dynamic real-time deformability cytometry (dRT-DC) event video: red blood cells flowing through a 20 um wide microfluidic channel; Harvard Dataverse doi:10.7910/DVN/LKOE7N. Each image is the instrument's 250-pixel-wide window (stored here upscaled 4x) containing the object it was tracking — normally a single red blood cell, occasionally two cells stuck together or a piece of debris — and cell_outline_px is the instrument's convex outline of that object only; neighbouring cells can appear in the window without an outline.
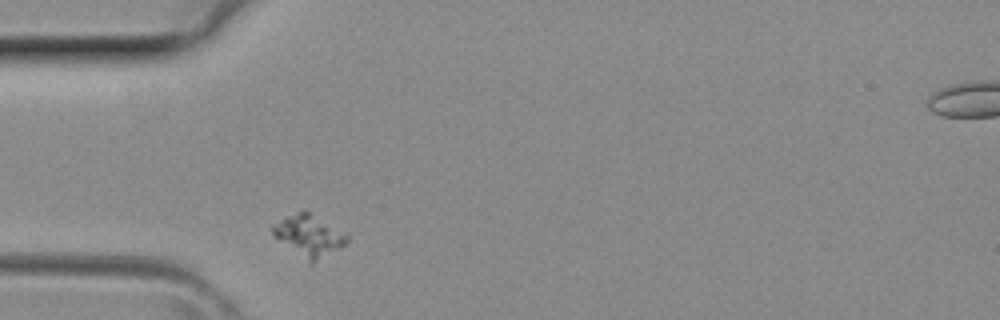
{"species": "common noctule bat (a hibernating species)", "species_latin": "Nyctalus noctula", "temperature_condition": "room temperature", "stored_images_in_passage": 32, "segment_of_instrument_passage": [1, 2], "camera_frame_rate_fps": 3000, "um_per_image_px": 0.085, "animal": {"sex": "female", "body_mass_g": 29.2, "forearm_length_mm": 56.3}, "frame": {"image": 1, "passage_image": 1, "time_ms": 0.0, "image_size_px": [1000, 320], "cell_outline_px": [[348, 240], [344, 244], [312, 264], [308, 264], [276, 236], [268, 228], [284, 216], [304, 208], [344, 232], [348, 236]], "centroid_in_image_um": [26.23, 19.99], "position_along_channel_um": 58.8, "area_um2": 17.92}}
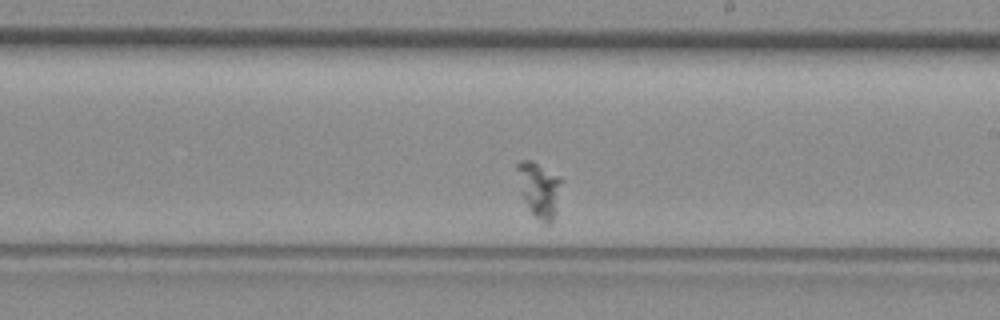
{"frame": {"image": 2, "passage_image": 13, "time_ms": 4.0, "image_size_px": [1000, 320], "cell_outline_px": [[564, 180], [552, 220], [548, 224], [544, 224], [532, 216], [520, 196], [516, 168], [516, 164], [520, 160], [532, 160], [560, 176]], "centroid_in_image_um": [45.8, 16.1], "position_along_channel_um": 243.2, "area_um2": 14.74}}
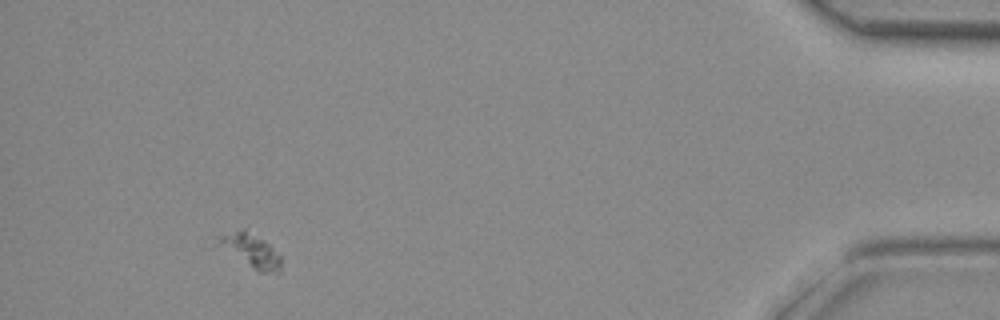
{"frame": {"image": 3, "passage_image": 28, "time_ms": 9.0, "image_size_px": [1000, 320], "cell_outline_px": [[280, 272], [256, 272], [216, 244], [216, 236], [244, 228], [264, 240], [280, 256]], "centroid_in_image_um": [21.27, 21.29], "position_along_channel_um": 413.9, "area_um2": 12.31}}